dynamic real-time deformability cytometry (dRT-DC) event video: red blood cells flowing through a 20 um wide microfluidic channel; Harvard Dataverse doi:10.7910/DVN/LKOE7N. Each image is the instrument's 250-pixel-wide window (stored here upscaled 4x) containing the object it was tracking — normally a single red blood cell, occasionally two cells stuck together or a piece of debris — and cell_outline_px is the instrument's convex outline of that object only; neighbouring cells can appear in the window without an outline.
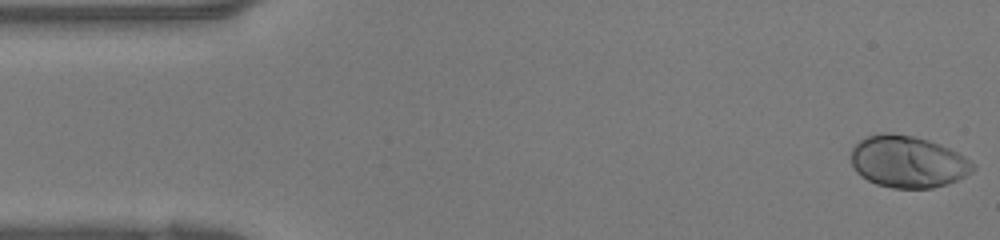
{"species": "human", "species_latin": "Homo sapiens", "temperature_condition": "warm", "stored_images_in_passage": 39, "camera_frame_rate_fps": 3000, "um_per_image_px": 0.085, "donor": {"sex": "female"}, "frame": {"image": 1, "passage_image": 1, "time_ms": 0.0, "image_size_px": [1000, 240], "cell_outline_px": [[976, 168], [972, 172], [956, 180], [932, 188], [892, 188], [876, 184], [868, 180], [856, 172], [852, 164], [852, 148], [860, 140], [868, 136], [880, 132], [888, 132], [912, 136], [928, 140], [940, 144], [964, 156], [976, 164]], "centroid_in_image_um": [77.17, 13.74], "position_along_channel_um": 7.8, "area_um2": 36.7}}
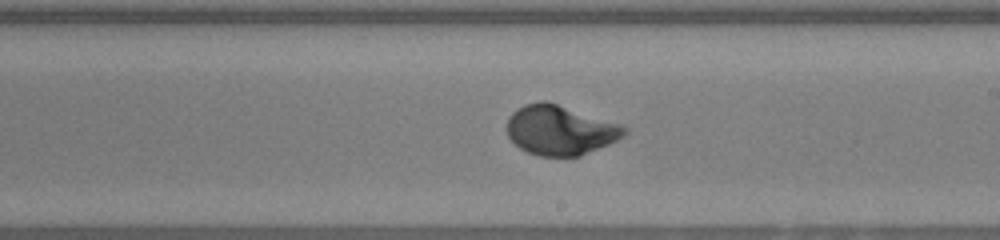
{"frame": {"image": 2, "passage_image": 22, "time_ms": 7.0, "image_size_px": [1000, 240], "cell_outline_px": [[628, 132], [624, 136], [608, 144], [580, 156], [540, 156], [528, 152], [520, 148], [508, 136], [508, 116], [512, 112], [524, 104], [540, 100], [544, 100], [620, 124], [628, 128]], "centroid_in_image_um": [47.6, 11.06], "position_along_channel_um": 241.4, "area_um2": 33.7}}
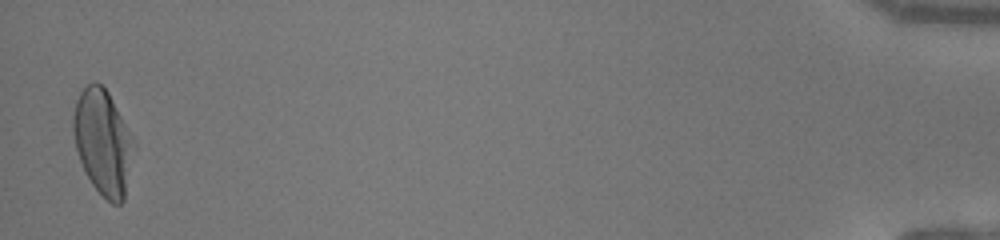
{"frame": {"image": 3, "passage_image": 39, "time_ms": 12.667, "image_size_px": [1000, 240], "cell_outline_px": [[136, 144], [124, 200], [120, 204], [112, 204], [92, 184], [80, 160], [76, 148], [72, 132], [72, 116], [76, 100], [80, 92], [88, 84], [100, 84], [108, 92], [136, 140]], "centroid_in_image_um": [8.77, 12.08], "position_along_channel_um": 426.4, "area_um2": 37.17}}